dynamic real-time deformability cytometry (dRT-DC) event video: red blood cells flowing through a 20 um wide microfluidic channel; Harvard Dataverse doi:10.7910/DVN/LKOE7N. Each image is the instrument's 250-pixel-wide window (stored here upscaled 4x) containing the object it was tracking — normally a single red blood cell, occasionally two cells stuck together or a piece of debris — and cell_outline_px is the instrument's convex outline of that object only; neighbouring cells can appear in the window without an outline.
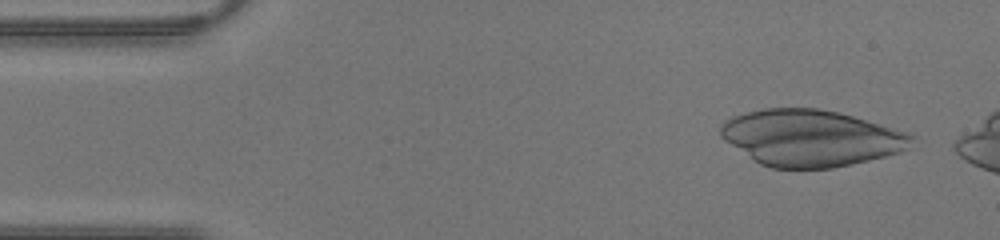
{"species": "human", "species_latin": "Homo sapiens", "temperature_condition": "warm", "stored_images_in_passage": 40, "camera_frame_rate_fps": 3000, "um_per_image_px": 0.085, "donor": {"sex": "male"}, "frame": {"image": 1, "passage_image": 3, "time_ms": 0.667, "image_size_px": [1000, 240], "cell_outline_px": [[916, 136], [908, 148], [900, 152], [868, 160], [832, 168], [772, 168], [760, 164], [724, 140], [720, 136], [720, 124], [724, 120], [732, 116], [764, 108], [816, 108], [836, 112], [852, 116], [908, 132]], "centroid_in_image_um": [68.9, 11.72], "position_along_channel_um": 16.1, "area_um2": 62.54}}
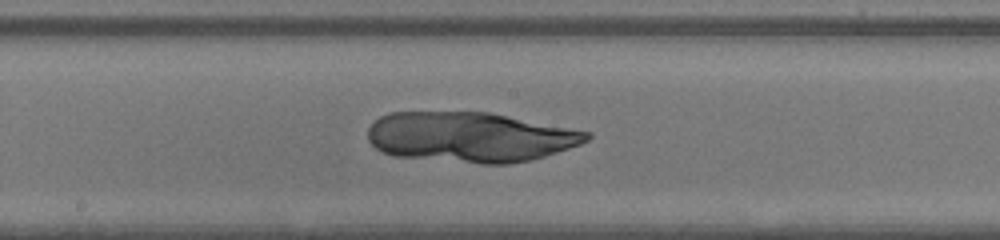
{"frame": {"image": 2, "passage_image": 21, "time_ms": 6.667, "image_size_px": [1000, 240], "cell_outline_px": [[592, 136], [588, 140], [580, 144], [532, 160], [508, 164], [480, 164], [392, 156], [380, 152], [368, 140], [368, 128], [380, 116], [388, 112], [492, 112], [592, 132]], "centroid_in_image_um": [39.96, 11.65], "position_along_channel_um": 208.2, "area_um2": 64.45}}
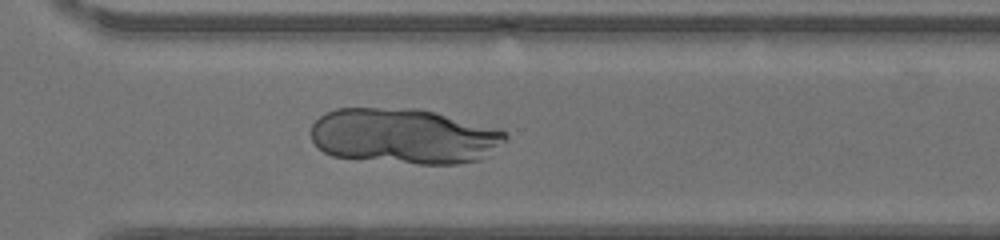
{"frame": {"image": 3, "passage_image": 29, "time_ms": 9.333, "image_size_px": [1000, 240], "cell_outline_px": [[508, 140], [480, 160], [456, 164], [420, 164], [332, 156], [324, 152], [312, 140], [312, 124], [320, 116], [336, 108], [420, 108], [500, 128], [508, 136]], "centroid_in_image_um": [34.39, 11.56], "position_along_channel_um": 336.2, "area_um2": 63.12}}